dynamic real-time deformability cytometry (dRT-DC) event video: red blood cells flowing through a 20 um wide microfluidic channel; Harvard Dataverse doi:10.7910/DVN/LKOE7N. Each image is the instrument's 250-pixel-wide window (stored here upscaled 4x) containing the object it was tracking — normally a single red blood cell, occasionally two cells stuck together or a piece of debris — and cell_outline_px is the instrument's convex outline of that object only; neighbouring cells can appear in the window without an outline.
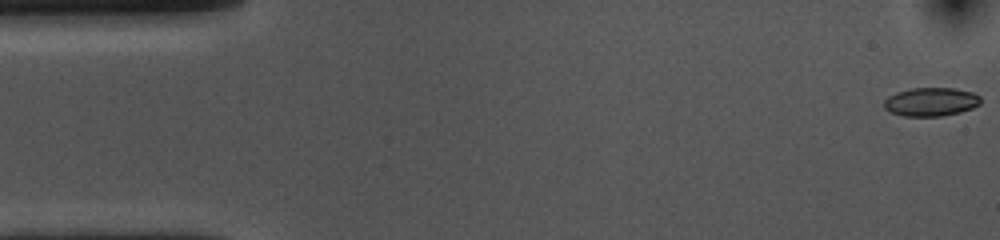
{"species": "common noctule bat (a hibernating species)", "species_latin": "Nyctalus noctula", "temperature_condition": "cold", "stored_images_in_passage": 55, "camera_frame_rate_fps": 3000, "um_per_image_px": 0.085, "animal": {"sex": "female", "body_mass_g": 10.0, "forearm_length_mm": 53.1}, "frame": {"image": 1, "passage_image": 1, "time_ms": 0.0, "image_size_px": [1000, 240], "cell_outline_px": [[980, 104], [972, 108], [960, 112], [940, 116], [904, 116], [892, 112], [884, 108], [884, 100], [888, 96], [896, 92], [912, 88], [952, 88], [972, 92], [980, 96]], "centroid_in_image_um": [79.12, 8.65], "position_along_channel_um": 5.9, "area_um2": 16.01}}
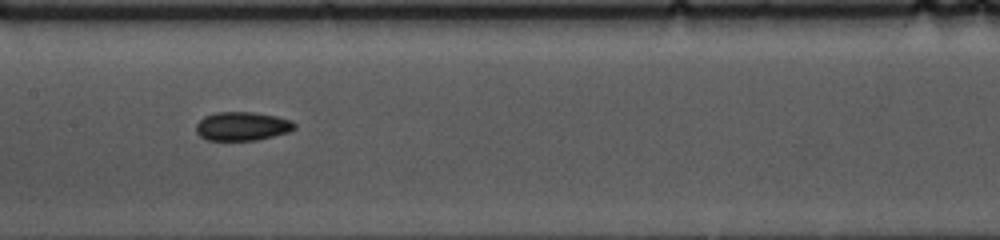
{"frame": {"image": 2, "passage_image": 26, "time_ms": 8.333, "image_size_px": [1000, 240], "cell_outline_px": [[296, 128], [288, 132], [256, 140], [204, 140], [196, 132], [196, 124], [204, 116], [216, 112], [252, 112], [276, 116], [292, 120], [296, 124]], "centroid_in_image_um": [20.58, 10.73], "position_along_channel_um": 186.8, "area_um2": 16.53}}
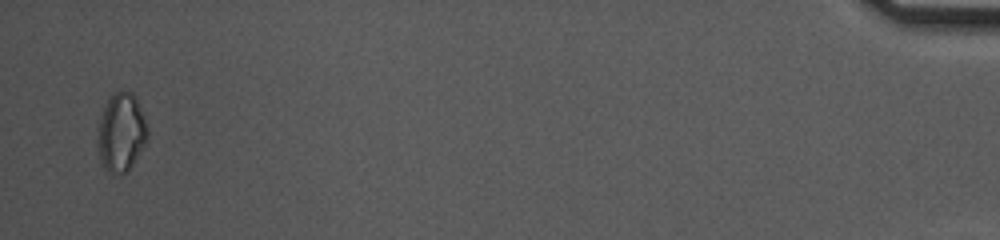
{"frame": {"image": 3, "passage_image": 54, "time_ms": 17.667, "image_size_px": [1000, 240], "cell_outline_px": [[148, 140], [128, 172], [124, 176], [112, 176], [104, 168], [100, 160], [96, 144], [96, 140], [100, 120], [108, 96], [112, 92], [124, 88], [132, 92], [136, 96], [144, 116], [148, 128]], "centroid_in_image_um": [10.3, 11.27], "position_along_channel_um": 424.9, "area_um2": 23.81}, "authors_computed_cell_mechanics": {"area_um2": 16.5308, "velocity_mm_per_s": 3.5623, "shape_relaxation_time_tau1_ms": 4.9057, "shape_relaxation_time_tau2_ms": 4.7764, "deformation_change_tau1": 0.1, "deformation_change_tau2": 0.0916}}